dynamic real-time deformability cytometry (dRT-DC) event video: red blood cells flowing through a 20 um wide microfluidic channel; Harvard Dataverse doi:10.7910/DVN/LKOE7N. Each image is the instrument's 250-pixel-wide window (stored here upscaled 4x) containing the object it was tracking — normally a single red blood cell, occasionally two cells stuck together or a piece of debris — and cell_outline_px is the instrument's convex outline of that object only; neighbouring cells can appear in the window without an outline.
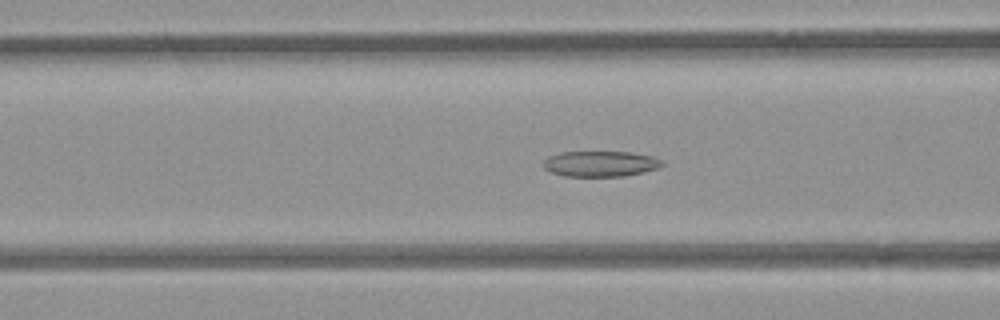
{"species": "common noctule bat (a hibernating species)", "species_latin": "Nyctalus noctula", "temperature_condition": "room temperature", "stored_images_in_passage": 53, "camera_frame_rate_fps": 3000, "um_per_image_px": 0.085, "animal": {"sex": "female", "body_mass_g": 21.9}, "frame": {"image": 1, "passage_image": 19, "time_ms": 6.0, "image_size_px": [1000, 320], "cell_outline_px": [[664, 164], [660, 168], [624, 176], [564, 176], [552, 172], [544, 168], [544, 160], [548, 156], [560, 152], [632, 152], [652, 156], [664, 160]], "centroid_in_image_um": [51.07, 13.91], "position_along_channel_um": 115.5, "area_um2": 17.8}}
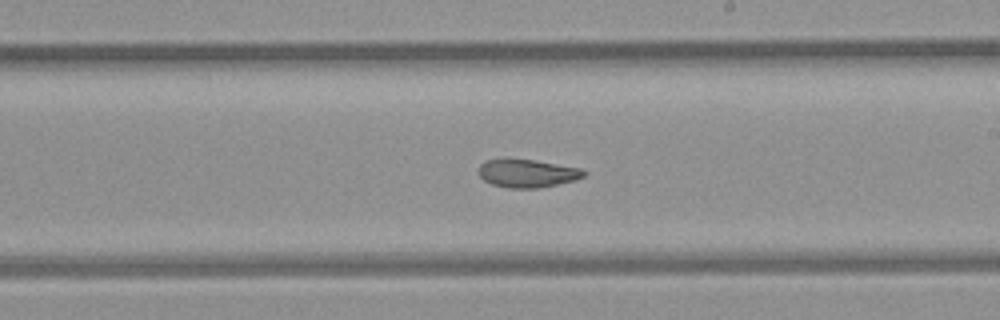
{"frame": {"image": 2, "passage_image": 29, "time_ms": 9.333, "image_size_px": [1000, 320], "cell_outline_px": [[588, 172], [584, 176], [576, 180], [540, 188], [508, 188], [492, 184], [484, 180], [480, 176], [480, 164], [484, 160], [536, 160], [580, 168]], "centroid_in_image_um": [44.87, 14.75], "position_along_channel_um": 244.1, "area_um2": 17.05}}
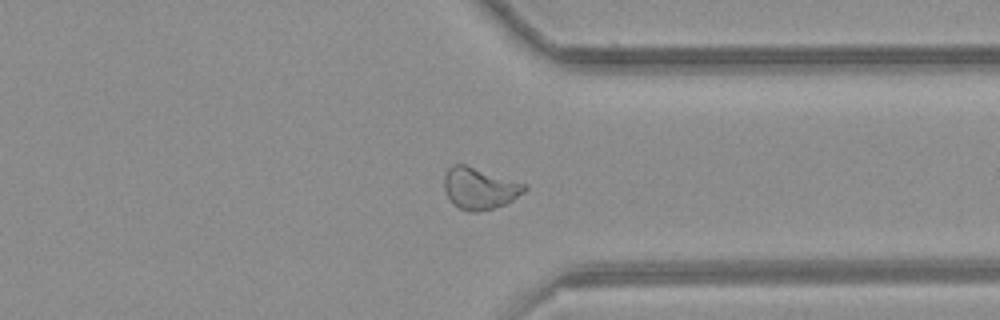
{"frame": {"image": 3, "passage_image": 39, "time_ms": 12.667, "image_size_px": [1000, 320], "cell_outline_px": [[528, 188], [524, 192], [512, 200], [504, 204], [492, 208], [476, 212], [472, 212], [460, 208], [452, 204], [444, 188], [444, 176], [448, 168], [452, 164], [464, 164], [528, 184]], "centroid_in_image_um": [40.77, 15.99], "position_along_channel_um": 370.6, "area_um2": 19.42}, "authors_computed_cell_mechanics": {"area_um2": 19.8254, "velocity_mm_per_s": 3.8554, "shape_relaxation_time_tau1_ms": null, "shape_relaxation_time_tau2_ms": 3.8917, "deformation_change_tau1": null, "deformation_change_tau2": 0.0913}}